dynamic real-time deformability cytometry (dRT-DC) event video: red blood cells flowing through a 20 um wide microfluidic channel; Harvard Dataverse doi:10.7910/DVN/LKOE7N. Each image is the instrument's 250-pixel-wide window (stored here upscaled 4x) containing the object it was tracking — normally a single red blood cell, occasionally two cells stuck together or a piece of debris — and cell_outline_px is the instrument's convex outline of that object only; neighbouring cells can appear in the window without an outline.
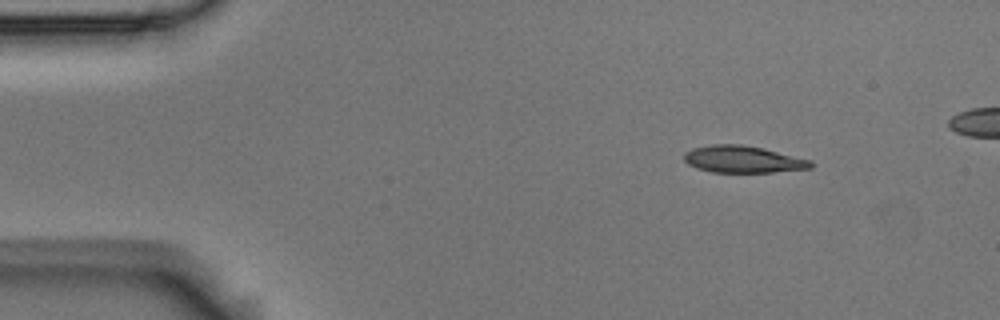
{"species": "Egyptian fruit bat (a non-hibernating species)", "species_latin": "Rousettus aegyptiacus", "temperature_condition": "room temperature", "stored_images_in_passage": 4, "camera_frame_rate_fps": 3000, "um_per_image_px": 0.085, "animal": {"sex": "male"}, "frame": {"image": 1, "passage_image": 1, "time_ms": 0.0, "image_size_px": [1000, 320], "cell_outline_px": [[812, 168], [772, 172], [712, 172], [696, 168], [688, 164], [684, 160], [684, 152], [692, 148], [712, 144], [740, 144], [764, 148], [812, 160]], "centroid_in_image_um": [63.14, 13.53], "position_along_channel_um": 21.9, "area_um2": 20.0}}